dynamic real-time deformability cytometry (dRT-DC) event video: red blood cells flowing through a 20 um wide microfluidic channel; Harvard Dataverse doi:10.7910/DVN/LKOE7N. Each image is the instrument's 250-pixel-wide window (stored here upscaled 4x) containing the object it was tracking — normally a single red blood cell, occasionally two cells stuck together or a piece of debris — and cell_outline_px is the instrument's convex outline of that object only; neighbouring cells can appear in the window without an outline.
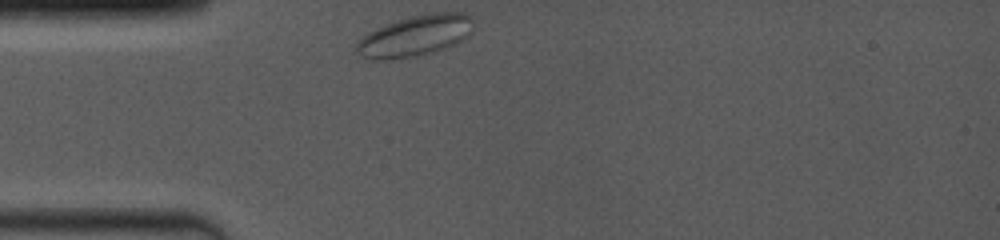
{"species": "common noctule bat (a hibernating species)", "species_latin": "Nyctalus noctula", "temperature_condition": "room temperature", "stored_images_in_passage": 29, "camera_frame_rate_fps": 4000, "um_per_image_px": 0.085, "animal": {"sex": "female", "body_mass_g": 19.0, "forearm_length_mm": 53.3}, "frame": {"image": 1, "passage_image": 1, "time_ms": 0.0, "image_size_px": [1000, 240], "cell_outline_px": [[472, 20], [468, 36], [464, 40], [456, 44], [420, 56], [380, 60], [368, 60], [360, 56], [356, 52], [356, 40], [368, 32], [376, 28], [396, 20], [412, 16], [432, 12], [464, 12], [472, 16]], "centroid_in_image_um": [35.24, 3.05], "position_along_channel_um": 49.8, "area_um2": 28.21}}
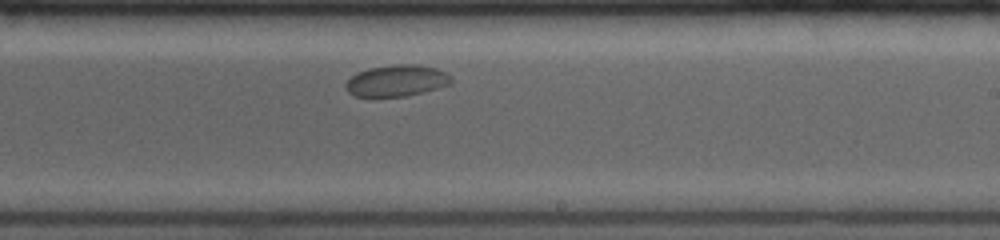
{"frame": {"image": 2, "passage_image": 16, "time_ms": 6.0, "image_size_px": [1000, 240], "cell_outline_px": [[452, 80], [448, 84], [424, 92], [404, 96], [352, 96], [348, 92], [344, 84], [356, 72], [368, 68], [396, 64], [416, 64], [436, 68], [448, 72], [452, 76]], "centroid_in_image_um": [33.71, 6.84], "position_along_channel_um": 255.3, "area_um2": 19.36}}
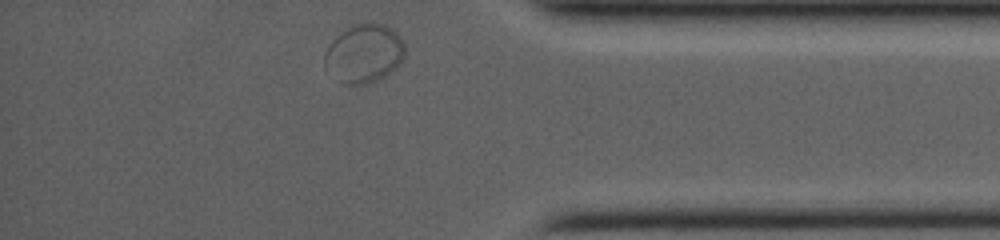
{"frame": {"image": 3, "passage_image": 29, "time_ms": 10.25, "image_size_px": [1000, 240], "cell_outline_px": [[404, 56], [400, 64], [396, 68], [376, 80], [368, 84], [340, 84], [324, 64], [324, 52], [328, 44], [336, 36], [348, 28], [356, 24], [372, 20], [392, 28], [400, 36], [404, 44]], "centroid_in_image_um": [30.94, 4.53], "position_along_channel_um": 404.3, "area_um2": 27.63}}